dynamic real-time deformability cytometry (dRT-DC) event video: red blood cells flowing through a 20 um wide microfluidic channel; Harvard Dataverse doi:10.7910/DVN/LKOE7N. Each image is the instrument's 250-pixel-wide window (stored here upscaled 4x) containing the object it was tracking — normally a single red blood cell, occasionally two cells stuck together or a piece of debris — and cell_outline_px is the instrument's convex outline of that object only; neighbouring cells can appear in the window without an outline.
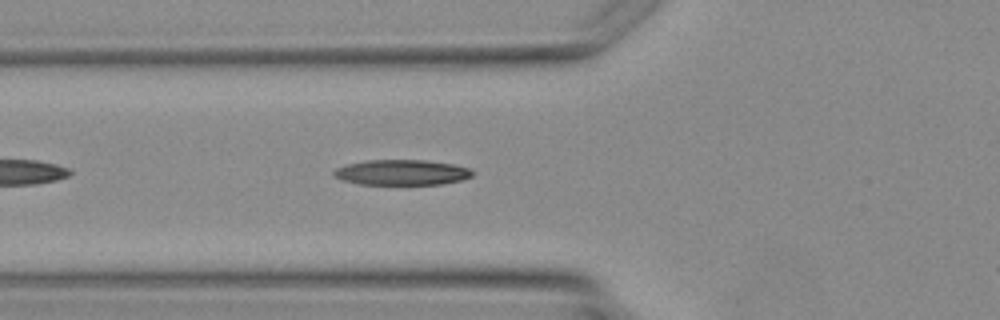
{"species": "Egyptian fruit bat (a non-hibernating species)", "species_latin": "Rousettus aegyptiacus", "temperature_condition": "warm", "stored_images_in_passage": 3, "segment_of_instrument_passage": [1, 2], "camera_frame_rate_fps": 3000, "um_per_image_px": 0.085, "animal": {"sex": "female"}, "frame": {"image": 1, "passage_image": 2, "time_ms": 2.0, "image_size_px": [1000, 320], "cell_outline_px": [[476, 172], [472, 176], [460, 180], [440, 184], [360, 184], [340, 180], [332, 172], [336, 168], [348, 164], [368, 160], [424, 160], [452, 164], [468, 168]], "centroid_in_image_um": [34.15, 14.65], "position_along_channel_um": 91.7, "area_um2": 20.35}}